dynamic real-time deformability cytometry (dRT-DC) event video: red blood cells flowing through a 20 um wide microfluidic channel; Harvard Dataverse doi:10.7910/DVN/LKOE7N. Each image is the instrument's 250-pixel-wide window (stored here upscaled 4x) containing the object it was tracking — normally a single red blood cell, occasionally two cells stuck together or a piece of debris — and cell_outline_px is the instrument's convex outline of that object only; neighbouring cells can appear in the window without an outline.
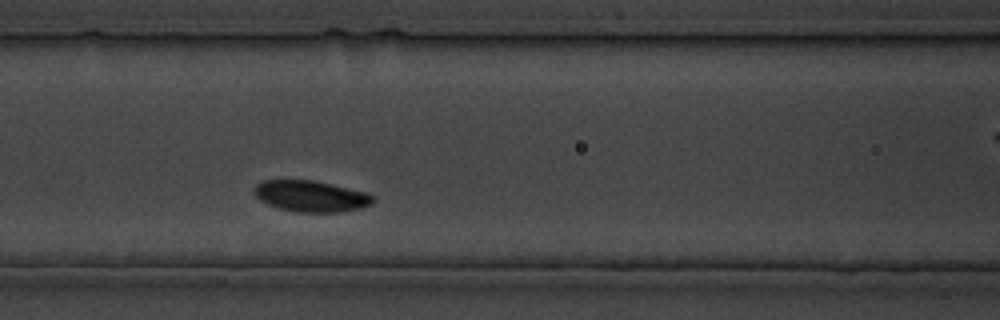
{"species": "common noctule bat (a hibernating species)", "species_latin": "Nyctalus noctula", "temperature_condition": "cold", "stored_images_in_passage": 27, "camera_frame_rate_fps": 3000, "um_per_image_px": 0.085, "animal": {"sex": "male", "body_mass_g": 19.5, "forearm_length_mm": 54.6}, "frame": {"image": 1, "passage_image": 5, "time_ms": 4.667, "image_size_px": [1000, 320], "cell_outline_px": [[372, 204], [360, 208], [340, 212], [296, 212], [280, 208], [268, 204], [260, 200], [252, 192], [252, 188], [260, 180], [316, 180], [368, 192], [372, 196]], "centroid_in_image_um": [26.4, 16.66], "position_along_channel_um": 140.2, "area_um2": 21.79}}